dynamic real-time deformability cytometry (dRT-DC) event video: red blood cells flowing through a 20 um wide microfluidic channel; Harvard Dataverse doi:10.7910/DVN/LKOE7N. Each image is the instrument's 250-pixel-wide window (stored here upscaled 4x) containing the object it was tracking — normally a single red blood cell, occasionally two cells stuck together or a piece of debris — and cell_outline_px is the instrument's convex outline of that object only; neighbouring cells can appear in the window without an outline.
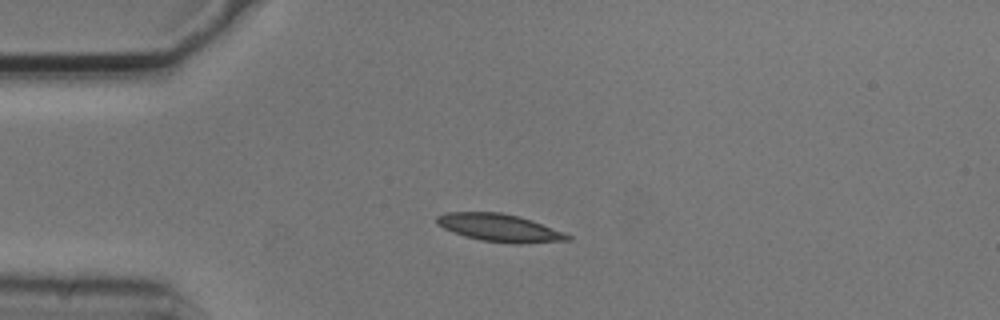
{"species": "common noctule bat (a hibernating species)", "species_latin": "Nyctalus noctula", "temperature_condition": "cold", "stored_images_in_passage": 4, "camera_frame_rate_fps": 3000, "um_per_image_px": 0.085, "animal": {"sex": "male", "body_mass_g": 20.5, "forearm_length_mm": 52.5}, "frame": {"image": 1, "passage_image": 1, "time_ms": 0.0, "image_size_px": [1000, 320], "cell_outline_px": [[572, 240], [520, 244], [512, 244], [480, 240], [464, 236], [452, 232], [436, 224], [436, 216], [444, 212], [500, 212], [520, 216], [532, 220], [564, 232], [572, 236]], "centroid_in_image_um": [42.46, 19.36], "position_along_channel_um": 42.5, "area_um2": 21.39}}
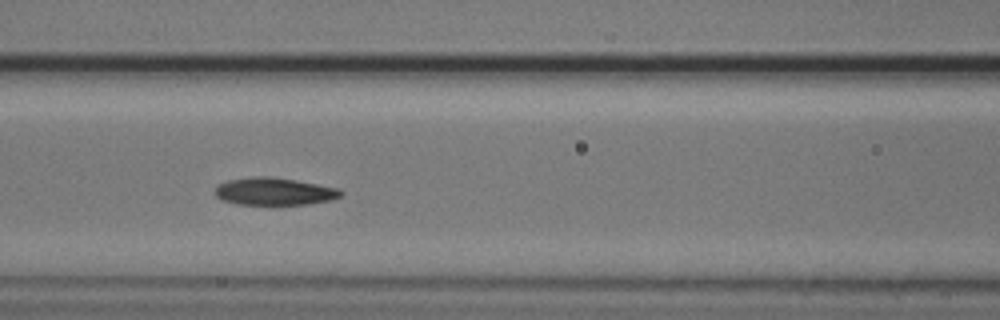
{"frame": {"image": 2, "passage_image": 4, "time_ms": 1.0, "image_size_px": [1000, 320], "cell_outline_px": [[344, 192], [340, 196], [332, 200], [308, 204], [240, 204], [224, 200], [216, 196], [216, 184], [228, 180], [252, 176], [272, 176], [340, 188]], "centroid_in_image_um": [23.34, 16.26], "position_along_channel_um": 143.3, "area_um2": 20.11}}